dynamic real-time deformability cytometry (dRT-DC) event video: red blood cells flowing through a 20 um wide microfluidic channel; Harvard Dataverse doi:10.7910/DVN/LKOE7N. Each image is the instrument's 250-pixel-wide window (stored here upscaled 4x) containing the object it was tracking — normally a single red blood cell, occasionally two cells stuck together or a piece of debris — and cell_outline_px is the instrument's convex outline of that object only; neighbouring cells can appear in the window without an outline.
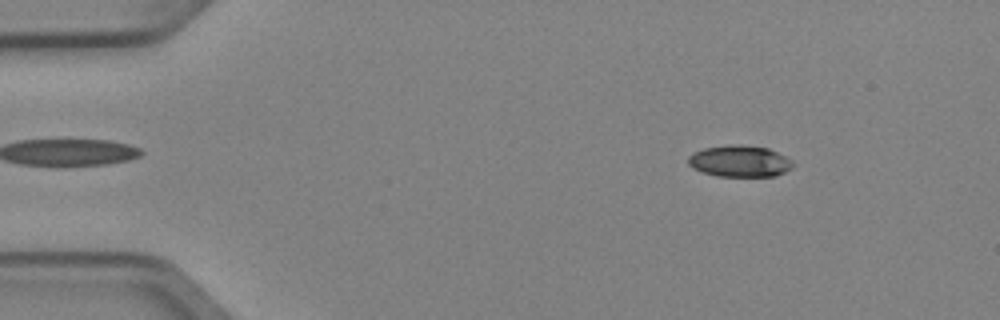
{"species": "Egyptian fruit bat (a non-hibernating species)", "species_latin": "Rousettus aegyptiacus", "temperature_condition": "cold", "stored_images_in_passage": 4, "camera_frame_rate_fps": 3000, "um_per_image_px": 0.085, "animal": {"sex": "female"}, "frame": {"image": 1, "passage_image": 1, "time_ms": 0.0, "image_size_px": [1000, 320], "cell_outline_px": [[796, 164], [792, 168], [776, 176], [716, 176], [692, 168], [688, 164], [688, 156], [704, 148], [768, 148], [792, 160]], "centroid_in_image_um": [62.91, 13.77], "position_along_channel_um": 22.1, "area_um2": 18.21}}
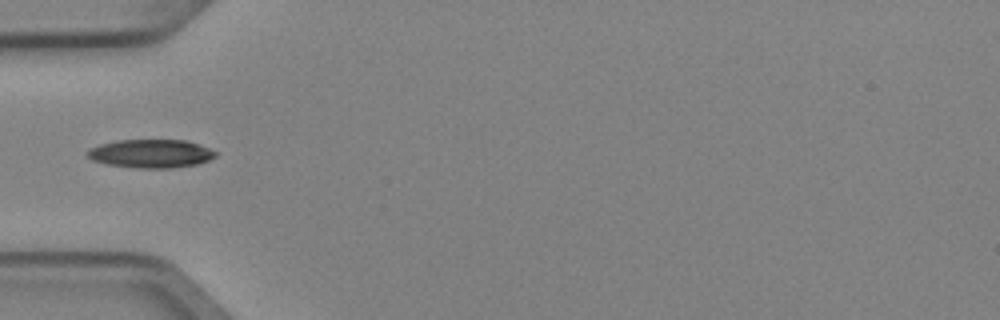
{"frame": {"image": 2, "passage_image": 4, "time_ms": 1.0, "image_size_px": [1000, 320], "cell_outline_px": [[216, 156], [208, 160], [196, 164], [172, 168], [136, 168], [108, 164], [92, 160], [84, 152], [100, 144], [116, 140], [184, 140], [200, 144], [216, 152]], "centroid_in_image_um": [12.81, 13.05], "position_along_channel_um": 72.2, "area_um2": 21.15}}